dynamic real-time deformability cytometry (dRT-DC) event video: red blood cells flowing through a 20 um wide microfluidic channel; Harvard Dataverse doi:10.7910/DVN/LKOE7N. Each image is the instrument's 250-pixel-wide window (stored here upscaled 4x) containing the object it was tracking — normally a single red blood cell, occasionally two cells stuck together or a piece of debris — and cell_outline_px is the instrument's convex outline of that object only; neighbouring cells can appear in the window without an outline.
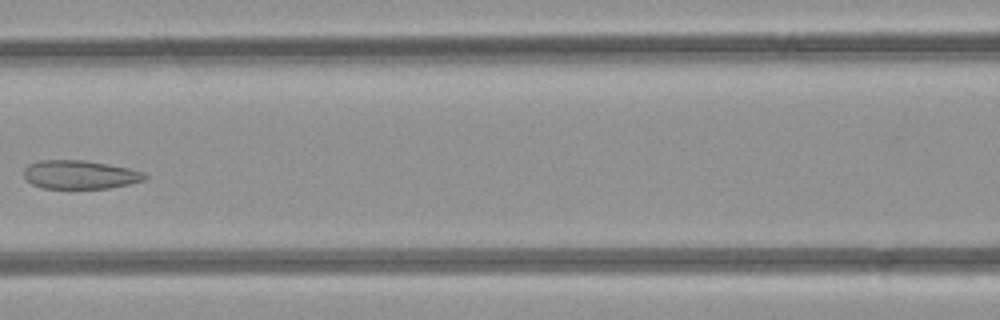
{"species": "common noctule bat (a hibernating species)", "species_latin": "Nyctalus noctula", "temperature_condition": "room temperature", "stored_images_in_passage": 5, "camera_frame_rate_fps": 3000, "um_per_image_px": 0.085, "animal": {"sex": "female", "body_mass_g": 21.9}, "frame": {"image": 1, "passage_image": 5, "time_ms": 4.333, "image_size_px": [1000, 320], "cell_outline_px": [[148, 176], [144, 180], [128, 184], [108, 188], [44, 188], [32, 184], [24, 176], [24, 168], [28, 164], [40, 160], [84, 160], [128, 168], [144, 172]], "centroid_in_image_um": [6.78, 14.84], "position_along_channel_um": 159.8, "area_um2": 20.0}}